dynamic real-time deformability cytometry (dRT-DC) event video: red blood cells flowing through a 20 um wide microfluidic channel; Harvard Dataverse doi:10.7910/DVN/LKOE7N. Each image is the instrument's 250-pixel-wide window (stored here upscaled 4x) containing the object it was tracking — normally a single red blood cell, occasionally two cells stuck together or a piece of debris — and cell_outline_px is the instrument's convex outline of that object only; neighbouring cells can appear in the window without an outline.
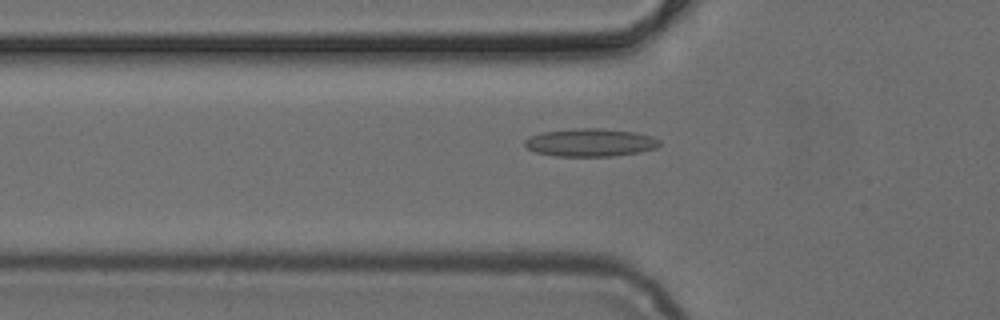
{"species": "common noctule bat (a hibernating species)", "species_latin": "Nyctalus noctula", "temperature_condition": "cold", "stored_images_in_passage": 38, "camera_frame_rate_fps": 3000, "um_per_image_px": 0.085, "animal": {"sex": "female", "body_mass_g": 24.6, "forearm_length_mm": 56.2}, "frame": {"image": 1, "passage_image": 5, "time_ms": 1.333, "image_size_px": [1000, 320], "cell_outline_px": [[660, 144], [656, 148], [640, 152], [612, 156], [556, 156], [536, 152], [528, 148], [524, 144], [524, 140], [528, 136], [540, 132], [572, 128], [600, 128], [636, 132], [652, 136], [660, 140]], "centroid_in_image_um": [50.16, 12.1], "position_along_channel_um": 75.6, "area_um2": 22.14}}
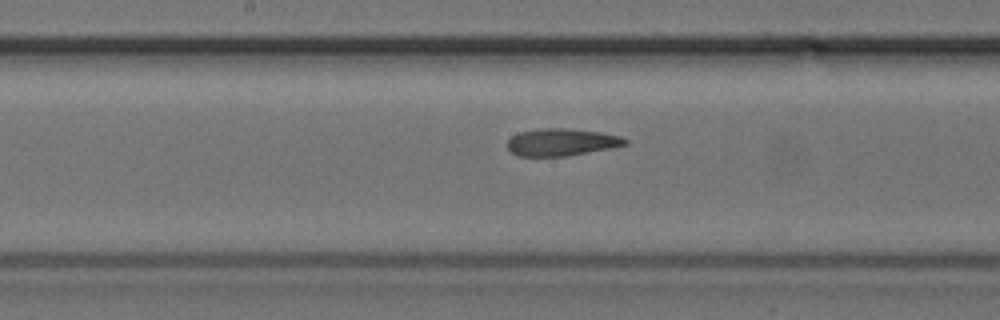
{"frame": {"image": 2, "passage_image": 14, "time_ms": 4.333, "image_size_px": [1000, 320], "cell_outline_px": [[628, 144], [612, 148], [568, 156], [516, 156], [508, 148], [508, 140], [512, 136], [520, 132], [544, 128], [568, 128], [600, 132], [620, 136], [628, 140]], "centroid_in_image_um": [47.75, 12.09], "position_along_channel_um": 200.4, "area_um2": 18.73}}
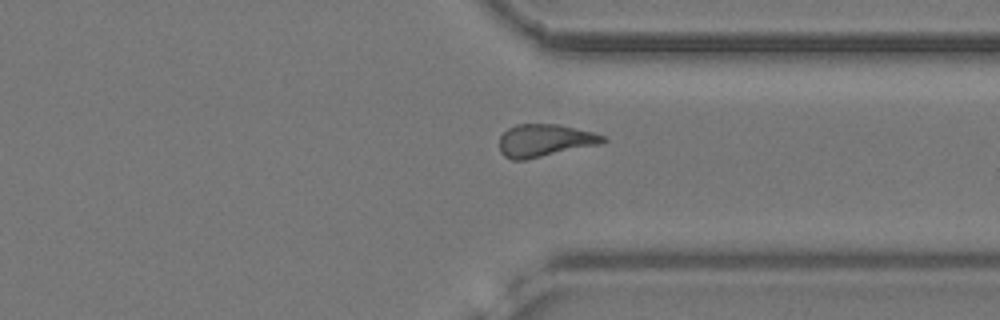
{"frame": {"image": 3, "passage_image": 26, "time_ms": 8.333, "image_size_px": [1000, 320], "cell_outline_px": [[608, 140], [600, 144], [524, 160], [512, 160], [504, 156], [500, 152], [500, 136], [508, 128], [516, 124], [556, 124], [592, 132], [604, 136]], "centroid_in_image_um": [46.28, 11.94], "position_along_channel_um": 365.1, "area_um2": 19.48}}